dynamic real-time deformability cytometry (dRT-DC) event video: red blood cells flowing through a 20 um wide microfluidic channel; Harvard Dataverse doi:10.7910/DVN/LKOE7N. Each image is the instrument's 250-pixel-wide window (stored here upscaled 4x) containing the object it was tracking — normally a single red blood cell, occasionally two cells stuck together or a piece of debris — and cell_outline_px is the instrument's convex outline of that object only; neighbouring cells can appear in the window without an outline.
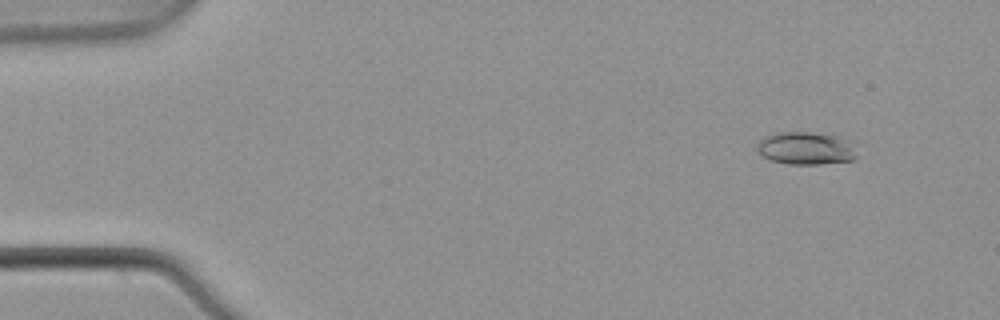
{"species": "common noctule bat (a hibernating species)", "species_latin": "Nyctalus noctula", "temperature_condition": "warm", "stored_images_in_passage": 3, "camera_frame_rate_fps": 3000, "um_per_image_px": 0.085, "animal": {"sex": "male", "body_mass_g": 21.5, "forearm_length_mm": 52.0}, "frame": {"image": 1, "passage_image": 3, "time_ms": 0.667, "image_size_px": [1000, 320], "cell_outline_px": [[856, 156], [852, 160], [820, 164], [788, 164], [772, 160], [764, 156], [756, 148], [760, 140], [764, 136], [780, 132], [808, 132], [836, 136], [856, 140]], "centroid_in_image_um": [68.58, 12.59], "position_along_channel_um": 16.4, "area_um2": 19.19}}